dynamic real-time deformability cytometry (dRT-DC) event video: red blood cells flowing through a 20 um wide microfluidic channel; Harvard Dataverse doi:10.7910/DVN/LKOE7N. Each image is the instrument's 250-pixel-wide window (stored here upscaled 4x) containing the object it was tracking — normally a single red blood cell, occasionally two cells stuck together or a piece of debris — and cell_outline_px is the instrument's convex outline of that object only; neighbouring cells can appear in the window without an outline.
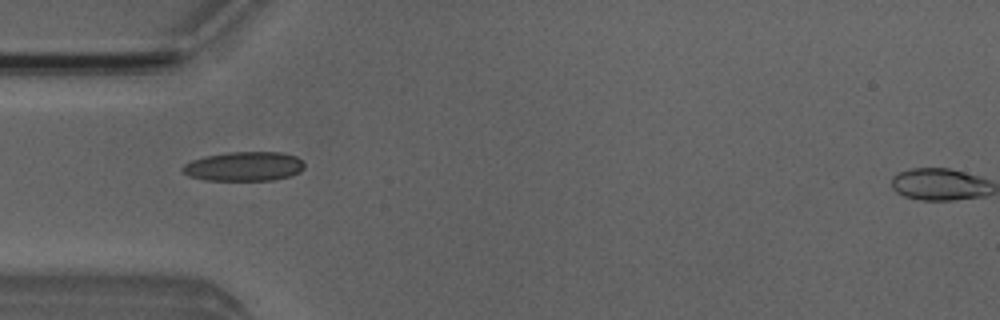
{"species": "Egyptian fruit bat (a non-hibernating species)", "species_latin": "Rousettus aegyptiacus", "temperature_condition": "room temperature", "stored_images_in_passage": 4, "camera_frame_rate_fps": 3000, "um_per_image_px": 0.085, "animal": {"sex": "male"}, "frame": {"image": 1, "passage_image": 3, "time_ms": 2.333, "image_size_px": [1000, 320], "cell_outline_px": [[304, 168], [300, 172], [288, 176], [272, 180], [204, 180], [188, 176], [180, 168], [184, 164], [192, 160], [204, 156], [228, 152], [280, 152], [296, 156], [304, 160]], "centroid_in_image_um": [20.74, 14.14], "position_along_channel_um": 64.3, "area_um2": 20.92}}